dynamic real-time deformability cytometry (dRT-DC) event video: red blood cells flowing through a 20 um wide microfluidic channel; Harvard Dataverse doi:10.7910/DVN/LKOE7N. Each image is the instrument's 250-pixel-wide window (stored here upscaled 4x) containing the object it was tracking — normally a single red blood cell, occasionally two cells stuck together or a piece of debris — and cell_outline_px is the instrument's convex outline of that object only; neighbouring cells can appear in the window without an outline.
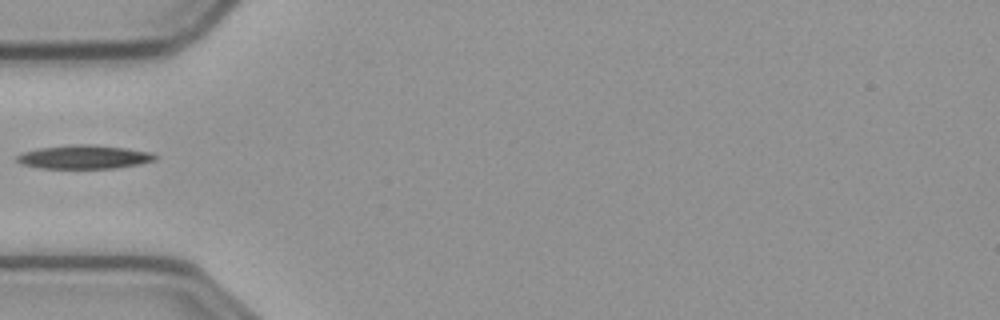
{"species": "common noctule bat (a hibernating species)", "species_latin": "Nyctalus noctula", "temperature_condition": "cold", "stored_images_in_passage": 3, "camera_frame_rate_fps": 3000, "um_per_image_px": 0.085, "animal": {"sex": "male", "body_mass_g": 23.1, "forearm_length_mm": 52.7}, "frame": {"image": 1, "passage_image": 1, "time_ms": 0.0, "image_size_px": [1000, 320], "cell_outline_px": [[156, 160], [136, 164], [112, 168], [36, 168], [20, 164], [16, 160], [16, 156], [20, 152], [36, 148], [68, 144], [96, 144], [152, 152], [156, 156]], "centroid_in_image_um": [7.05, 13.33], "position_along_channel_um": 78.0, "area_um2": 19.31}}